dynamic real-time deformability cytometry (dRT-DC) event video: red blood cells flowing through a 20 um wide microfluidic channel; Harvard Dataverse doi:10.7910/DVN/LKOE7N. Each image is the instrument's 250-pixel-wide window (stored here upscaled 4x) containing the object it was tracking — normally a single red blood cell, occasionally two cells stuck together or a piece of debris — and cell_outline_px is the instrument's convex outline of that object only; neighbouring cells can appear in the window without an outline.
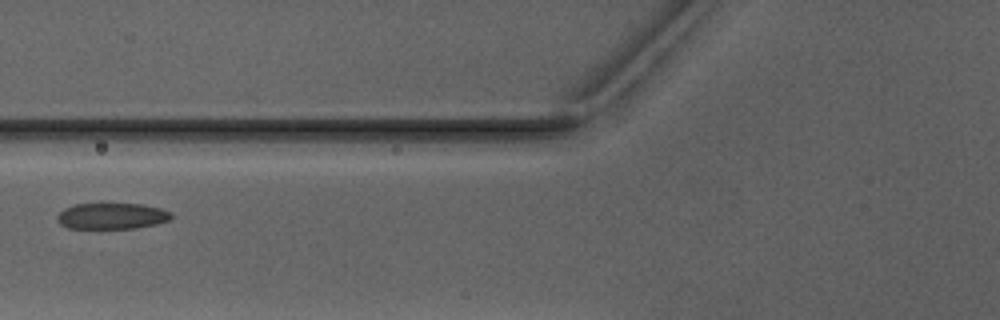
{"species": "Egyptian fruit bat (a non-hibernating species)", "species_latin": "Rousettus aegyptiacus", "temperature_condition": "warm", "stored_images_in_passage": 3, "camera_frame_rate_fps": 3000, "um_per_image_px": 0.085, "animal": {"sex": "male"}, "frame": {"image": 1, "passage_image": 3, "time_ms": 2.667, "image_size_px": [1000, 320], "cell_outline_px": [[172, 220], [156, 224], [136, 228], [68, 228], [60, 224], [56, 220], [56, 216], [64, 208], [76, 204], [144, 204], [160, 208], [172, 212]], "centroid_in_image_um": [9.53, 18.36], "position_along_channel_um": 116.3, "area_um2": 17.46}}